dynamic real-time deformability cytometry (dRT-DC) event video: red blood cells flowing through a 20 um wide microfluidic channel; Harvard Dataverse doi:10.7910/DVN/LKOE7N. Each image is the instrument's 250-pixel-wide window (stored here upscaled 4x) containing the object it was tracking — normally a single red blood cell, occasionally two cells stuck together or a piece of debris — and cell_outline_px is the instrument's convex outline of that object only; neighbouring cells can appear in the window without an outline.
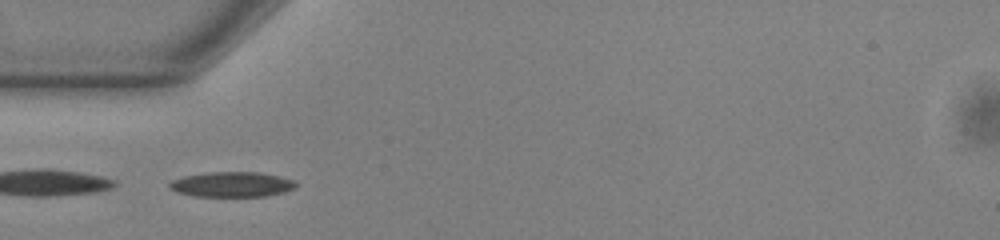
{"species": "common noctule bat (a hibernating species)", "species_latin": "Nyctalus noctula", "temperature_condition": "warm", "stored_images_in_passage": 37, "camera_frame_rate_fps": 3000, "um_per_image_px": 0.085, "animal": {"sex": "male", "body_mass_g": 13.0, "forearm_length_mm": 53.1}, "frame": {"image": 1, "passage_image": 1, "time_ms": 0.0, "image_size_px": [1000, 240], "cell_outline_px": [[296, 188], [284, 192], [264, 196], [192, 196], [176, 192], [168, 188], [168, 184], [172, 180], [184, 176], [204, 172], [260, 172], [280, 176], [296, 180]], "centroid_in_image_um": [19.7, 15.67], "position_along_channel_um": 65.3, "area_um2": 18.73}}
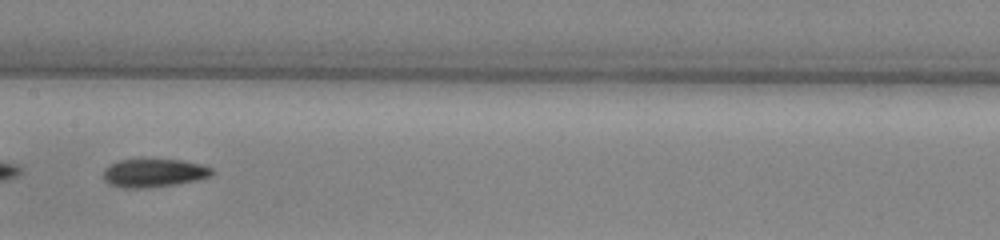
{"frame": {"image": 2, "passage_image": 11, "time_ms": 3.333, "image_size_px": [1000, 240], "cell_outline_px": [[216, 172], [212, 176], [196, 180], [176, 184], [148, 188], [120, 188], [108, 184], [104, 180], [104, 168], [120, 160], [180, 160], [200, 164], [212, 168]], "centroid_in_image_um": [13.09, 14.72], "position_along_channel_um": 194.3, "area_um2": 17.92}}
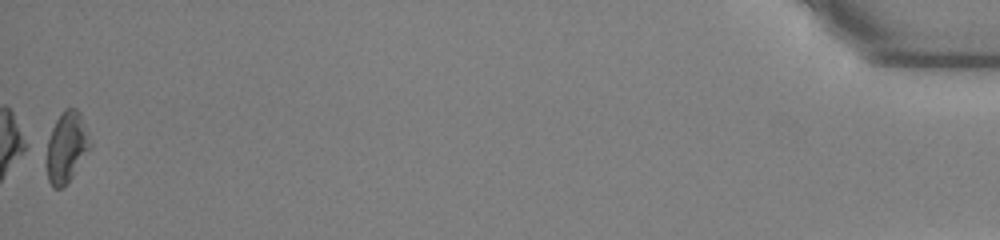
{"frame": {"image": 3, "passage_image": 37, "time_ms": 12.0, "image_size_px": [1000, 240], "cell_outline_px": [[92, 144], [72, 176], [60, 188], [52, 188], [48, 180], [40, 144], [64, 108], [76, 108], [80, 112]], "centroid_in_image_um": [5.52, 12.48], "position_along_channel_um": 429.7, "area_um2": 18.96}, "authors_computed_cell_mechanics": {"area_um2": 17.5134, "velocity_mm_per_s": 3.8826, "shape_relaxation_time_tau1_ms": 4.9692, "shape_relaxation_time_tau2_ms": 7.4882, "deformation_change_tau1": 0.1471, "deformation_change_tau2": 0.1626}}